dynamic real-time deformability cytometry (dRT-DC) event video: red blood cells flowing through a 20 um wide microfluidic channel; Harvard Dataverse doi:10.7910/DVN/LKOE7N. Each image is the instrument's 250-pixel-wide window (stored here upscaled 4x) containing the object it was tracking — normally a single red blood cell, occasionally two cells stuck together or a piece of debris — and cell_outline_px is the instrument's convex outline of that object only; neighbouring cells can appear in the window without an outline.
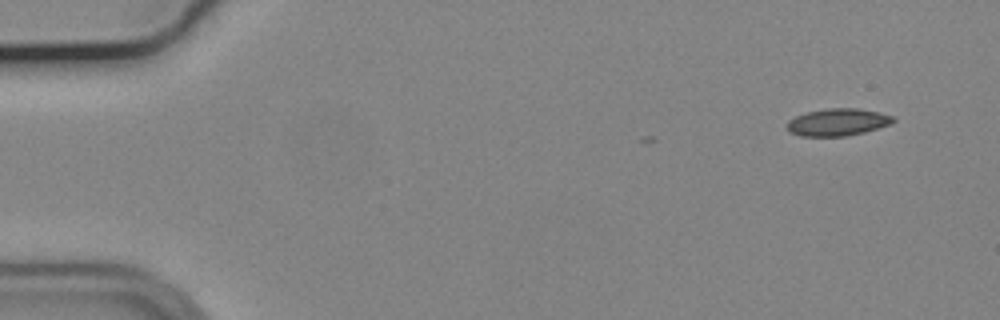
{"species": "common noctule bat (a hibernating species)", "species_latin": "Nyctalus noctula", "temperature_condition": "cold", "stored_images_in_passage": 6, "camera_frame_rate_fps": 3000, "um_per_image_px": 0.085, "animal": {"sex": "male", "body_mass_g": 19.2, "forearm_length_mm": 51.8}, "frame": {"image": 1, "passage_image": 1, "time_ms": 0.0, "image_size_px": [1000, 320], "cell_outline_px": [[896, 120], [892, 124], [864, 132], [844, 136], [800, 136], [788, 132], [788, 120], [796, 116], [808, 112], [828, 108], [856, 108], [880, 112], [896, 116]], "centroid_in_image_um": [71.25, 10.38], "position_along_channel_um": 13.7, "area_um2": 16.94}}